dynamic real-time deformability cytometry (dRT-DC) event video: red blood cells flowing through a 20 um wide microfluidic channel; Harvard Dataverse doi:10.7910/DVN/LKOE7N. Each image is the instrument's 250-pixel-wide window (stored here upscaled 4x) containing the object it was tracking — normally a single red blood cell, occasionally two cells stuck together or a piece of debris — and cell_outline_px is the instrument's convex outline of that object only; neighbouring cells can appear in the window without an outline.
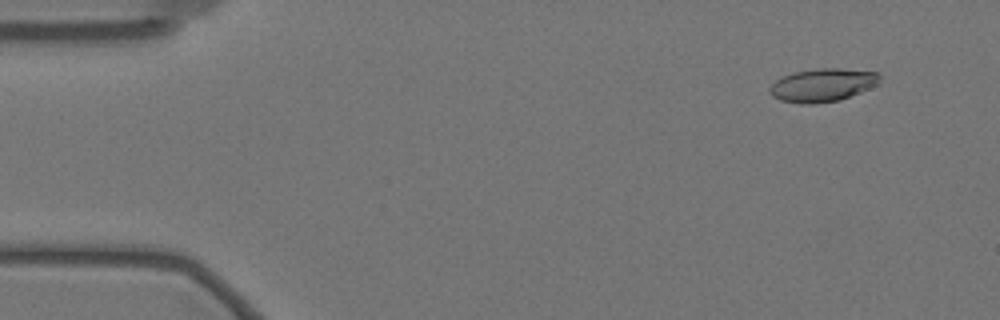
{"species": "Egyptian fruit bat (a non-hibernating species)", "species_latin": "Rousettus aegyptiacus", "temperature_condition": "warm", "stored_images_in_passage": 53, "camera_frame_rate_fps": 3000, "um_per_image_px": 0.085, "animal": {"sex": "female"}, "frame": {"image": 1, "passage_image": 5, "time_ms": 1.333, "image_size_px": [1000, 320], "cell_outline_px": [[880, 84], [840, 100], [816, 104], [800, 104], [780, 100], [772, 96], [768, 92], [768, 88], [776, 80], [792, 72], [816, 68], [840, 68], [876, 72], [880, 76]], "centroid_in_image_um": [69.9, 7.23], "position_along_channel_um": 15.1, "area_um2": 21.5}}
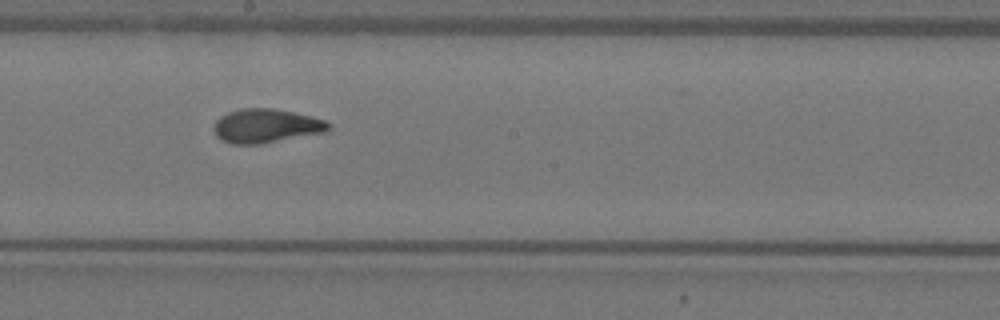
{"frame": {"image": 2, "passage_image": 32, "time_ms": 10.333, "image_size_px": [1000, 320], "cell_outline_px": [[332, 124], [324, 132], [260, 144], [232, 144], [220, 140], [216, 136], [212, 128], [212, 124], [220, 116], [228, 112], [240, 108], [272, 108], [312, 116], [324, 120]], "centroid_in_image_um": [22.55, 10.7], "position_along_channel_um": 225.7, "area_um2": 22.77}}
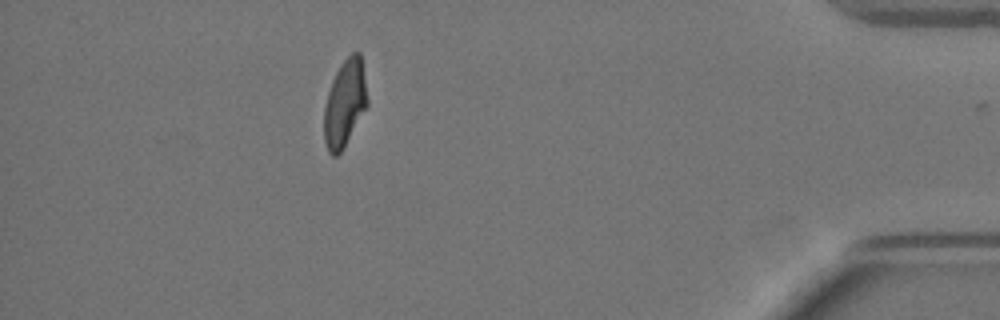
{"frame": {"image": 3, "passage_image": 52, "time_ms": 17.0, "image_size_px": [1000, 320], "cell_outline_px": [[368, 104], [344, 148], [336, 156], [332, 156], [328, 152], [324, 140], [324, 108], [328, 92], [332, 80], [336, 72], [344, 60], [352, 52], [360, 52], [368, 100]], "centroid_in_image_um": [29.3, 8.81], "position_along_channel_um": 405.9, "area_um2": 21.79}, "authors_computed_cell_mechanics": {"area_um2": 21.964, "velocity_mm_per_s": 3.481, "shape_relaxation_time_tau1_ms": 5.9143, "shape_relaxation_time_tau2_ms": 1.2379, "deformation_change_tau1": 0.2009, "deformation_change_tau2": 0.0639}}